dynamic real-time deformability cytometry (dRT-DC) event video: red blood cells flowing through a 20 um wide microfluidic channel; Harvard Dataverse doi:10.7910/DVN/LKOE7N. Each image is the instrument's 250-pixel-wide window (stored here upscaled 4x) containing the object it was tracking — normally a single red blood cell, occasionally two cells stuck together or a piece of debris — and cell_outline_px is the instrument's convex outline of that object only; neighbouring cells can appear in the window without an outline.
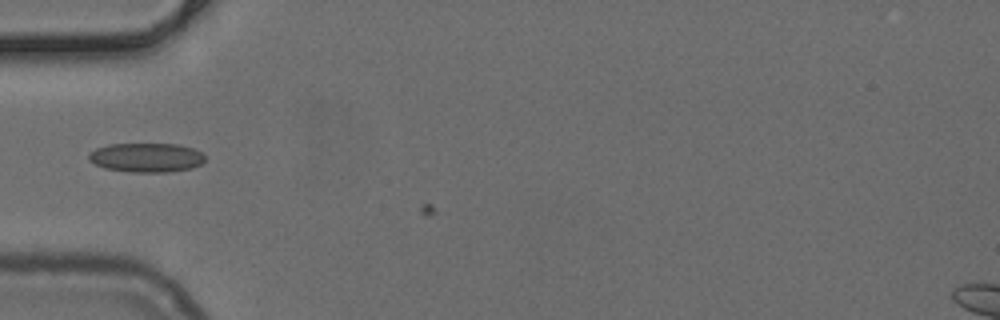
{"species": "common noctule bat (a hibernating species)", "species_latin": "Nyctalus noctula", "temperature_condition": "cold", "stored_images_in_passage": 18, "camera_frame_rate_fps": 3000, "um_per_image_px": 0.085, "animal": {"sex": "female", "body_mass_g": 24.6, "forearm_length_mm": 56.2}, "frame": {"image": 1, "passage_image": 16, "time_ms": 5.0, "image_size_px": [1000, 320], "cell_outline_px": [[204, 160], [200, 164], [192, 168], [168, 172], [132, 172], [104, 168], [88, 160], [88, 152], [96, 148], [108, 144], [176, 144], [192, 148], [200, 152], [204, 156]], "centroid_in_image_um": [12.4, 13.39], "position_along_channel_um": 72.6, "area_um2": 19.77}}